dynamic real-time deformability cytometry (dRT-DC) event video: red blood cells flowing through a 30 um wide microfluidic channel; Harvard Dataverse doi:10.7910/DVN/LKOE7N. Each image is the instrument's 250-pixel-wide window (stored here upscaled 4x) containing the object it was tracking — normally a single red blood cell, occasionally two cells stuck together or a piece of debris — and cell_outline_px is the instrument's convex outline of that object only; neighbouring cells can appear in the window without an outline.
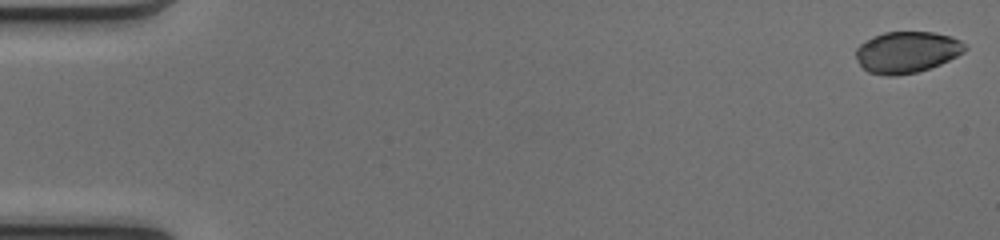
{"species": "common noctule bat (a hibernating species)", "species_latin": "Nyctalus noctula", "temperature_condition": "cold", "stored_images_in_passage": 51, "camera_frame_rate_fps": 3000, "um_per_image_px": 0.085, "animal": {"sex": "female", "body_mass_g": 17.0, "forearm_length_mm": 48.0}, "frame": {"image": 1, "passage_image": 1, "time_ms": 0.0, "image_size_px": [1000, 240], "cell_outline_px": [[968, 48], [964, 52], [940, 64], [916, 72], [896, 76], [888, 76], [868, 72], [860, 64], [856, 56], [856, 48], [860, 44], [884, 32], [932, 32], [952, 36], [968, 44]], "centroid_in_image_um": [77.12, 4.43], "position_along_channel_um": 7.9, "area_um2": 26.18}}
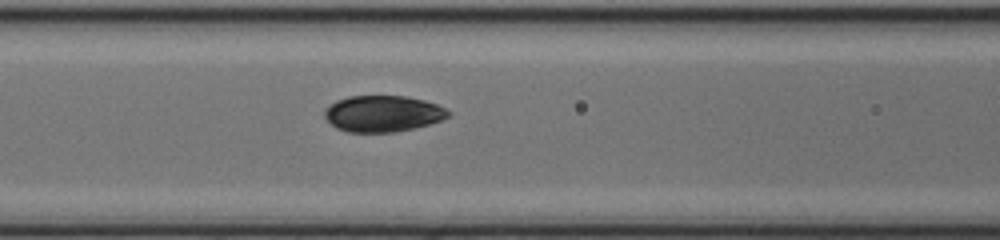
{"frame": {"image": 2, "passage_image": 22, "time_ms": 7.0, "image_size_px": [1000, 240], "cell_outline_px": [[452, 116], [428, 124], [396, 132], [348, 132], [336, 128], [324, 116], [324, 108], [336, 100], [348, 96], [408, 96], [424, 100], [436, 104], [452, 112]], "centroid_in_image_um": [32.53, 9.65], "position_along_channel_um": 134.1, "area_um2": 26.24}}
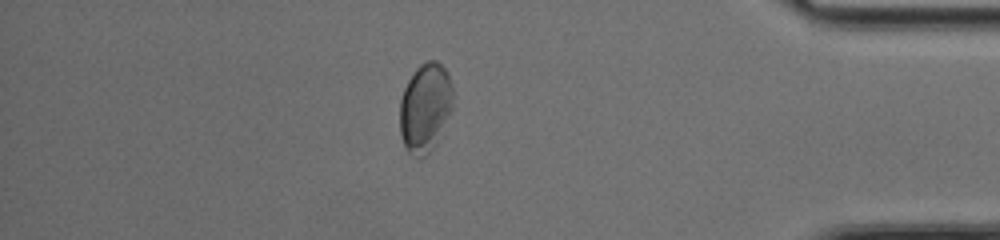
{"frame": {"image": 3, "passage_image": 44, "time_ms": 14.333, "image_size_px": [1000, 240], "cell_outline_px": [[452, 108], [436, 144], [424, 156], [412, 156], [408, 152], [404, 144], [400, 132], [400, 100], [404, 88], [408, 80], [416, 68], [420, 64], [428, 60], [436, 60], [448, 72], [452, 88]], "centroid_in_image_um": [36.13, 9.12], "position_along_channel_um": 399.1, "area_um2": 27.4}, "authors_computed_cell_mechanics": {"area_um2": 26.588, "velocity_mm_per_s": 4.0969, "shape_relaxation_time_tau1_ms": 4.3772, "shape_relaxation_time_tau2_ms": 1.5378, "deformation_change_tau1": 0.1047, "deformation_change_tau2": 0.0476}}